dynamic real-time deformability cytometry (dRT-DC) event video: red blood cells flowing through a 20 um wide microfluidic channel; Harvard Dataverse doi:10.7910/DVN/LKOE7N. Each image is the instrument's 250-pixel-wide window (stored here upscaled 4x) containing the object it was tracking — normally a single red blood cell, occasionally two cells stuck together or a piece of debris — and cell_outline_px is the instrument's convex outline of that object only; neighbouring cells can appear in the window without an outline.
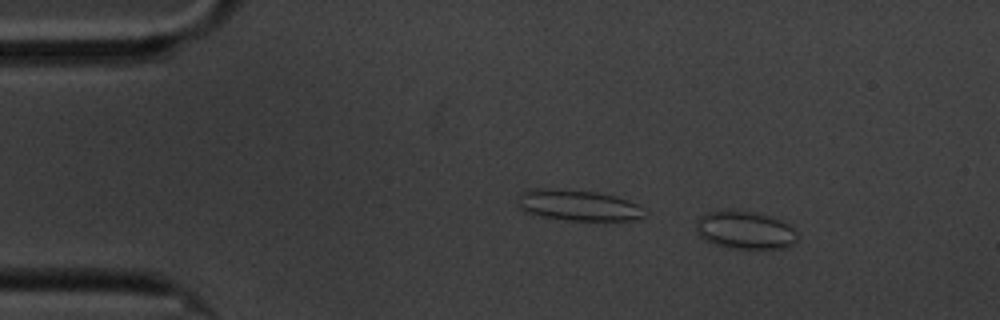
{"species": "common noctule bat (a hibernating species)", "species_latin": "Nyctalus noctula", "temperature_condition": "cold", "stored_images_in_passage": 13, "camera_frame_rate_fps": 3000, "um_per_image_px": 0.085, "animal": {"sex": "male", "body_mass_g": 20.1, "forearm_length_mm": 53.5}, "frame": {"image": 1, "passage_image": 4, "time_ms": 1.0, "image_size_px": [1000, 320], "cell_outline_px": [[796, 240], [792, 244], [784, 248], [732, 248], [716, 244], [704, 240], [696, 232], [696, 220], [700, 216], [708, 212], [752, 212], [768, 216], [780, 220], [788, 224], [796, 232]], "centroid_in_image_um": [63.31, 19.58], "position_along_channel_um": 21.7, "area_um2": 21.73}}